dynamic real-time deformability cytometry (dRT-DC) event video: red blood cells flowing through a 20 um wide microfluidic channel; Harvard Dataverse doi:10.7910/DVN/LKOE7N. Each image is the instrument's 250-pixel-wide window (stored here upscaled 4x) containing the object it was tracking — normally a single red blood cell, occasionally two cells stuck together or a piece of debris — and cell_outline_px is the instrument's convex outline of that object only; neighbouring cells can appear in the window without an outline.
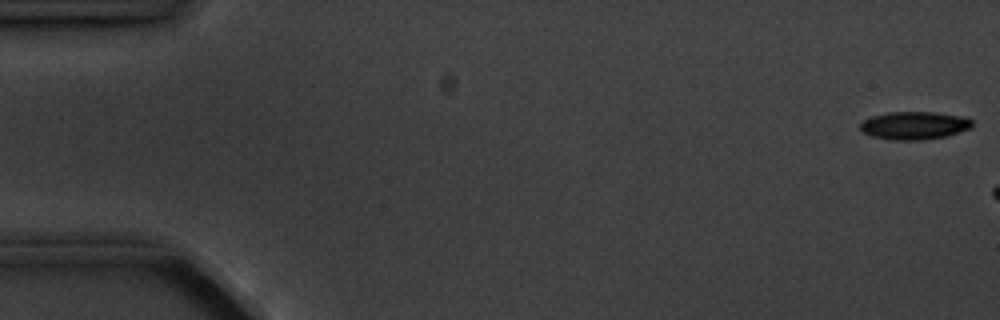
{"species": "common noctule bat (a hibernating species)", "species_latin": "Nyctalus noctula", "temperature_condition": "cold", "stored_images_in_passage": 3, "camera_frame_rate_fps": 3000, "um_per_image_px": 0.085, "animal": {"sex": "male", "body_mass_g": 20.1, "forearm_length_mm": 53.5}, "frame": {"image": 1, "passage_image": 1, "time_ms": 0.0, "image_size_px": [1000, 320], "cell_outline_px": [[972, 128], [948, 136], [924, 140], [892, 140], [872, 136], [864, 132], [860, 128], [860, 124], [864, 120], [872, 116], [888, 112], [936, 112], [960, 116], [972, 120]], "centroid_in_image_um": [77.74, 10.67], "position_along_channel_um": 7.3, "area_um2": 18.26}}